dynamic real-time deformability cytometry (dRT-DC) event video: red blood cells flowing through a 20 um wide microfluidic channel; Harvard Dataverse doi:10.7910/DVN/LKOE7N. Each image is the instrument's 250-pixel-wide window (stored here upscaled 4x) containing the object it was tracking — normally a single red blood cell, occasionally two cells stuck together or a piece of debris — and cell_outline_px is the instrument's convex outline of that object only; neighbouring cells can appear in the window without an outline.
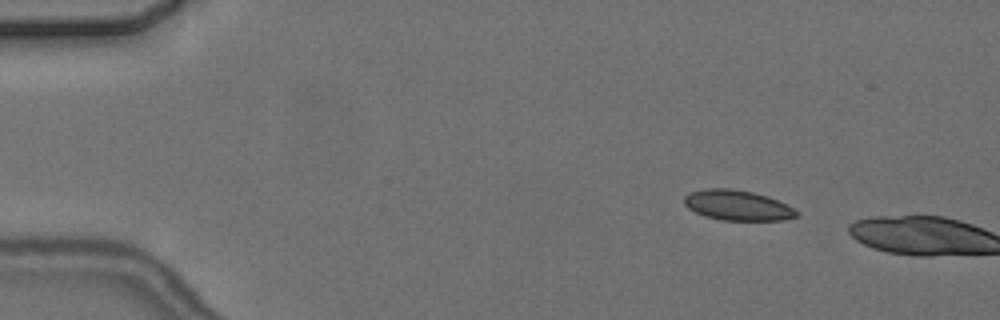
{"species": "common noctule bat (a hibernating species)", "species_latin": "Nyctalus noctula", "temperature_condition": "cold", "stored_images_in_passage": 2, "camera_frame_rate_fps": 3000, "um_per_image_px": 0.085, "animal": {"sex": "female", "body_mass_g": 24.6, "forearm_length_mm": 56.2}, "frame": {"image": 1, "passage_image": 1, "time_ms": 0.0, "image_size_px": [1000, 320], "cell_outline_px": [[800, 212], [796, 216], [784, 220], [720, 220], [704, 216], [688, 208], [684, 204], [684, 196], [692, 192], [704, 188], [732, 188], [752, 192], [768, 196]], "centroid_in_image_um": [62.65, 17.45], "position_along_channel_um": 22.3, "area_um2": 19.71}}